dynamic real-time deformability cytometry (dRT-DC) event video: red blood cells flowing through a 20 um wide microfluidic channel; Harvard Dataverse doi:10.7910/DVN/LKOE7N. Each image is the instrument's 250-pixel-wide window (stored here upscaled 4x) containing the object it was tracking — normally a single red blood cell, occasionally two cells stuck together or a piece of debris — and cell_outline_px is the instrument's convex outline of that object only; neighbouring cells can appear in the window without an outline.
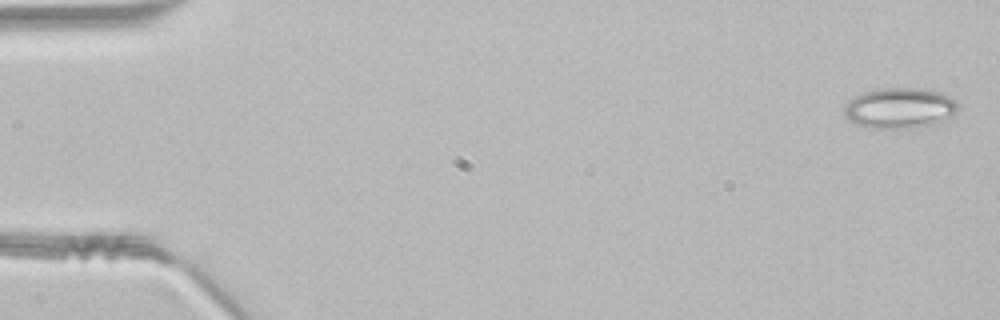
{"species": "common noctule bat (a hibernating species)", "species_latin": "Nyctalus noctula", "temperature_condition": "room temperature", "stored_images_in_passage": 48, "camera_frame_rate_fps": 3000, "um_per_image_px": 0.085, "animal": {"sex": "male", "body_mass_g": 21.5, "forearm_length_mm": 52.0}, "frame": {"image": 1, "passage_image": 2, "time_ms": 0.333, "image_size_px": [1000, 320], "cell_outline_px": [[960, 104], [952, 120], [936, 124], [908, 128], [864, 128], [848, 120], [844, 116], [844, 108], [856, 96], [864, 92], [876, 88], [920, 88], [940, 92], [956, 100]], "centroid_in_image_um": [76.54, 9.2], "position_along_channel_um": 8.5, "area_um2": 27.4}}
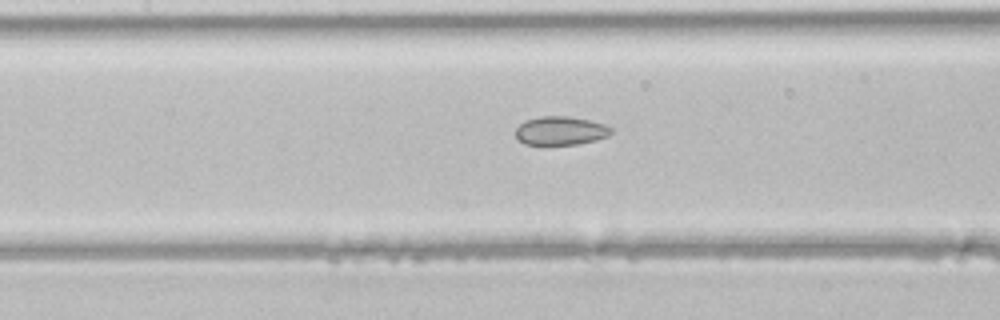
{"frame": {"image": 2, "passage_image": 22, "time_ms": 7.0, "image_size_px": [1000, 320], "cell_outline_px": [[612, 132], [608, 136], [596, 140], [576, 144], [524, 144], [516, 136], [516, 128], [524, 120], [540, 116], [568, 116], [588, 120], [604, 124], [612, 128]], "centroid_in_image_um": [47.64, 11.1], "position_along_channel_um": 159.8, "area_um2": 15.84}}
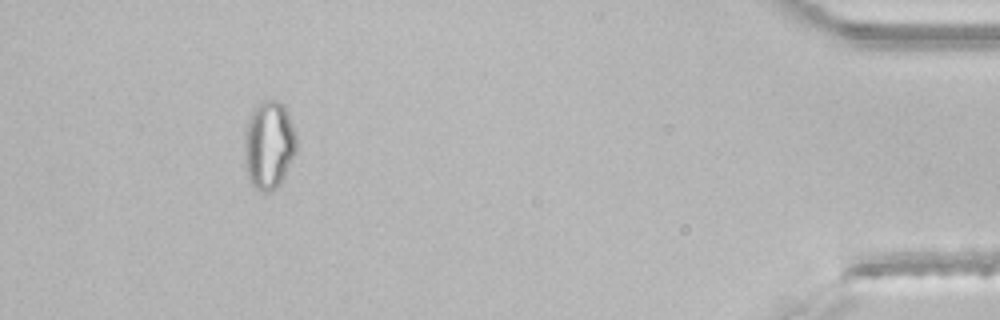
{"frame": {"image": 3, "passage_image": 44, "time_ms": 14.333, "image_size_px": [1000, 320], "cell_outline_px": [[296, 152], [280, 184], [276, 188], [268, 192], [264, 192], [256, 188], [248, 180], [244, 160], [244, 136], [248, 116], [252, 108], [256, 104], [264, 100], [276, 100], [284, 104], [288, 112], [296, 136]], "centroid_in_image_um": [22.83, 12.29], "position_along_channel_um": 412.4, "area_um2": 27.17}}